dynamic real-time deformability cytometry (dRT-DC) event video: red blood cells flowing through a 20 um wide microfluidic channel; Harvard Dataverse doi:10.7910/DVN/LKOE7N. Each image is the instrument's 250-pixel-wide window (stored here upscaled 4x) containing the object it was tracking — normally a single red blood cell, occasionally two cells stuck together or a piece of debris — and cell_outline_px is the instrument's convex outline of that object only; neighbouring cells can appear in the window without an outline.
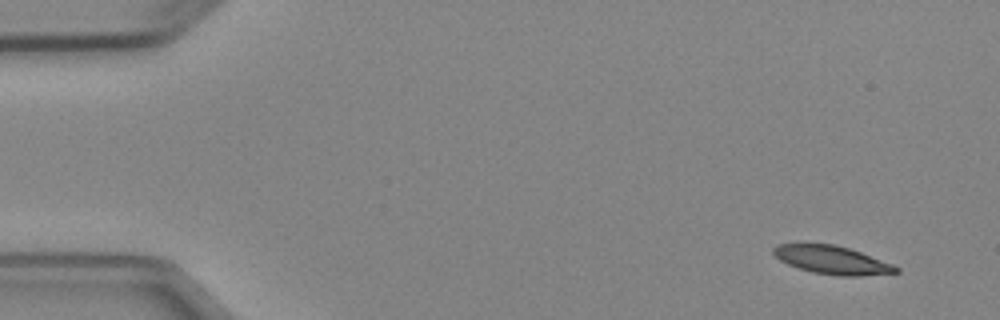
{"species": "Egyptian fruit bat (a non-hibernating species)", "species_latin": "Rousettus aegyptiacus", "temperature_condition": "cold", "stored_images_in_passage": 5, "segment_of_instrument_passage": [1, 2], "camera_frame_rate_fps": 3000, "um_per_image_px": 0.085, "animal": {"sex": "female"}, "frame": {"image": 1, "passage_image": 1, "time_ms": 0.0, "image_size_px": [1000, 320], "cell_outline_px": [[900, 272], [860, 276], [840, 276], [812, 272], [788, 264], [780, 260], [772, 252], [772, 248], [776, 244], [836, 244], [860, 252], [892, 264], [900, 268]], "centroid_in_image_um": [70.72, 22.1], "position_along_channel_um": 14.3, "area_um2": 20.0}}